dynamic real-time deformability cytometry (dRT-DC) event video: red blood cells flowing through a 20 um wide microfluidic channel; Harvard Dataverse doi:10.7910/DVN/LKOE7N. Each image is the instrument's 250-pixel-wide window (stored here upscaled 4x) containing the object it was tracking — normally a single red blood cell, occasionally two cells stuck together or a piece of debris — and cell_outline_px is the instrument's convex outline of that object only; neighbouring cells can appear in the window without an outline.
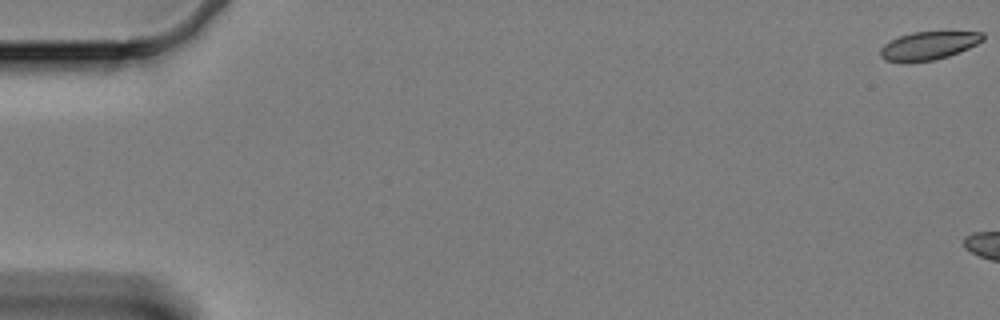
{"species": "Egyptian fruit bat (a non-hibernating species)", "species_latin": "Rousettus aegyptiacus", "temperature_condition": "cold", "stored_images_in_passage": 16, "camera_frame_rate_fps": 3000, "um_per_image_px": 0.085, "animal": {"sex": "female"}, "frame": {"image": 1, "passage_image": 1, "time_ms": 0.0, "image_size_px": [1000, 320], "cell_outline_px": [[984, 40], [960, 52], [948, 56], [932, 60], [908, 64], [884, 60], [880, 56], [880, 48], [884, 44], [900, 36], [912, 32], [984, 32]], "centroid_in_image_um": [78.89, 3.91], "position_along_channel_um": 6.1, "area_um2": 16.99}}